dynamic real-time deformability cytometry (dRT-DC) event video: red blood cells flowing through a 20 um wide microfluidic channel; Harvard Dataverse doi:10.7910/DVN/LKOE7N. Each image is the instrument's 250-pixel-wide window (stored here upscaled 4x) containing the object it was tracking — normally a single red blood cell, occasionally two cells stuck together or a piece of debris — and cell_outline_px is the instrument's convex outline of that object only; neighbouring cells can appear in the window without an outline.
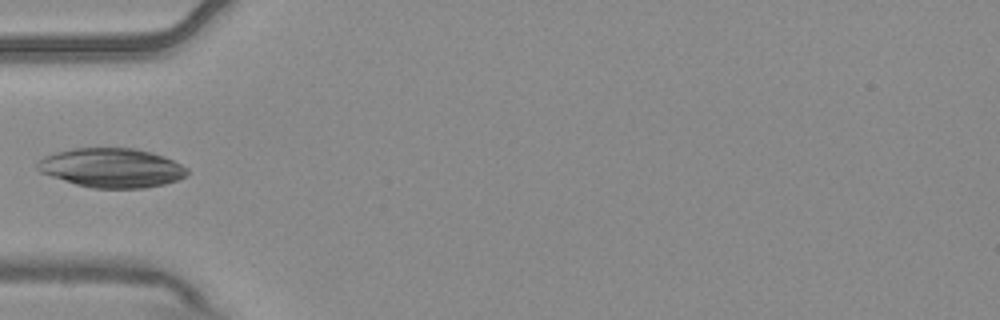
{"species": "common noctule bat (a hibernating species)", "species_latin": "Nyctalus noctula", "temperature_condition": "warm", "stored_images_in_passage": 6, "camera_frame_rate_fps": 3000, "um_per_image_px": 0.085, "animal": {"sex": "male", "body_mass_g": 20.4}, "frame": {"image": 1, "passage_image": 5, "time_ms": 1.333, "image_size_px": [1000, 320], "cell_outline_px": [[188, 176], [164, 184], [144, 188], [92, 188], [76, 184], [40, 172], [36, 168], [36, 164], [44, 156], [56, 152], [72, 148], [132, 148], [152, 152], [164, 156], [188, 168]], "centroid_in_image_um": [9.5, 14.26], "position_along_channel_um": 75.5, "area_um2": 34.22}}
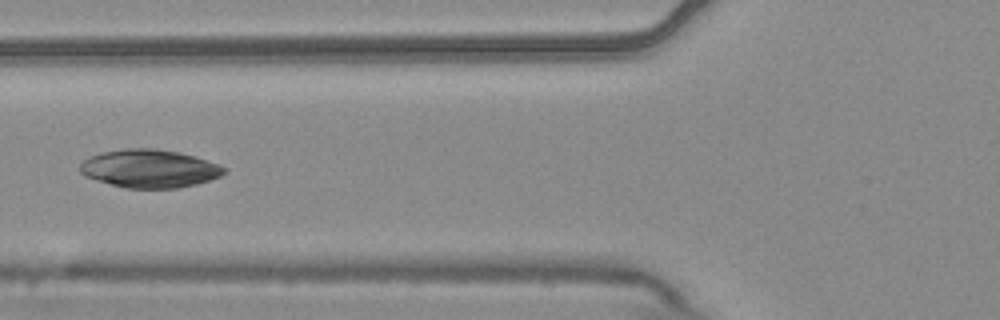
{"frame": {"image": 2, "passage_image": 6, "time_ms": 1.667, "image_size_px": [1000, 320], "cell_outline_px": [[228, 172], [220, 176], [196, 184], [176, 188], [124, 188], [96, 180], [84, 176], [80, 172], [80, 164], [88, 156], [104, 152], [124, 148], [156, 148], [180, 152], [228, 168]], "centroid_in_image_um": [12.68, 14.33], "position_along_channel_um": 113.1, "area_um2": 32.02}}